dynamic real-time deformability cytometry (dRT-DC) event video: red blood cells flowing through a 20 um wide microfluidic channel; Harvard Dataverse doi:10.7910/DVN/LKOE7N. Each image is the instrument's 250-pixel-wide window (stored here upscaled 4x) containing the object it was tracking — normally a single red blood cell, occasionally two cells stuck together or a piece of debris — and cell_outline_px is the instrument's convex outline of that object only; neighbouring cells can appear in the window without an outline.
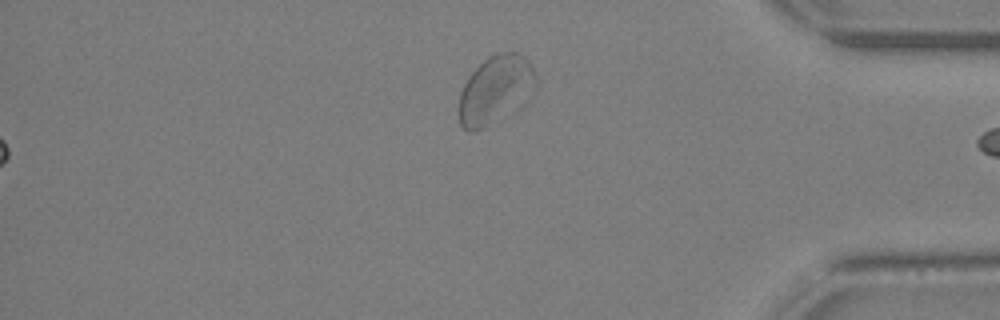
{"species": "Egyptian fruit bat (a non-hibernating species)", "species_latin": "Rousettus aegyptiacus", "temperature_condition": "warm", "stored_images_in_passage": 24, "segment_of_instrument_passage": [2, 2], "camera_frame_rate_fps": 3000, "um_per_image_px": 0.085, "animal": {"sex": "female"}, "frame": {"image": 1, "passage_image": 24, "time_ms": 7.667, "image_size_px": [1000, 320], "cell_outline_px": [[536, 92], [484, 128], [472, 132], [468, 132], [460, 124], [460, 92], [468, 76], [488, 56], [496, 52], [516, 52], [524, 56], [528, 60], [536, 76]], "centroid_in_image_um": [42.11, 7.59], "position_along_channel_um": 393.1, "area_um2": 30.06}}